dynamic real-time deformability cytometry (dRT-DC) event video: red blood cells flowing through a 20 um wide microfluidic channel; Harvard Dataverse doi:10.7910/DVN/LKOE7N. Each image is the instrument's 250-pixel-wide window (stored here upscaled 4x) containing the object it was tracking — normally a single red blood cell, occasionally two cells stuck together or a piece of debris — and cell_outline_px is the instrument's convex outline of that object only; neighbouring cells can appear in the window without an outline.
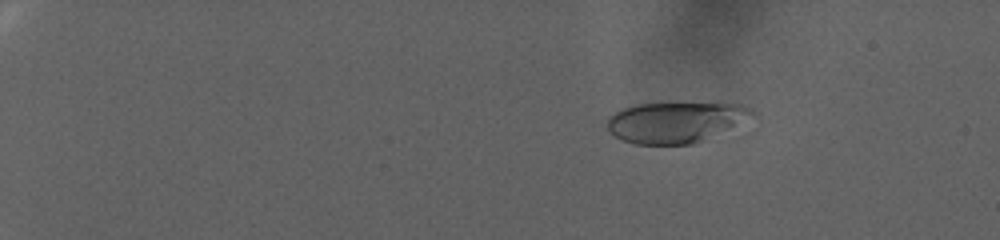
{"species": "human", "species_latin": "Homo sapiens", "temperature_condition": "warm", "stored_images_in_passage": 76, "camera_frame_rate_fps": 3000, "um_per_image_px": 0.085, "donor": {"sex": "female"}, "frame": {"image": 1, "passage_image": 1, "time_ms": 0.0, "image_size_px": [1000, 240], "cell_outline_px": [[756, 116], [744, 136], [736, 140], [692, 144], [636, 144], [624, 140], [608, 132], [608, 116], [624, 108], [636, 104], [720, 100], [724, 100], [740, 104], [752, 108], [756, 112]], "centroid_in_image_um": [57.96, 10.41], "position_along_channel_um": 27.0, "area_um2": 39.25}}
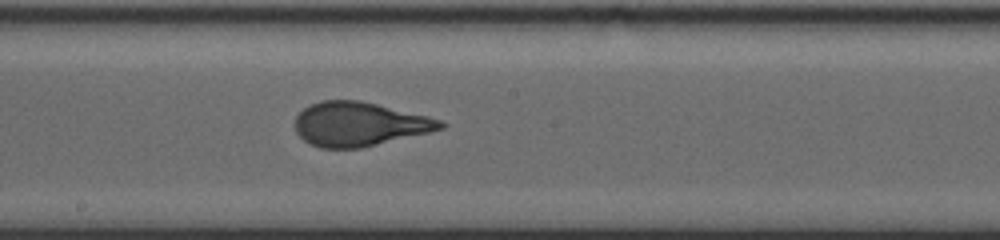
{"frame": {"image": 2, "passage_image": 42, "time_ms": 13.667, "image_size_px": [1000, 240], "cell_outline_px": [[448, 124], [444, 128], [428, 132], [360, 148], [320, 148], [308, 144], [296, 132], [296, 116], [308, 104], [320, 100], [360, 100], [428, 116], [440, 120]], "centroid_in_image_um": [30.51, 10.54], "position_along_channel_um": 217.7, "area_um2": 37.22}}
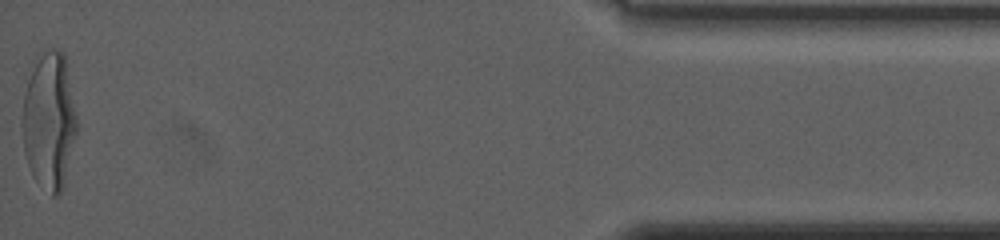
{"frame": {"image": 3, "passage_image": 76, "time_ms": 25.0, "image_size_px": [1000, 240], "cell_outline_px": [[76, 136], [64, 184], [60, 192], [56, 196], [52, 196], [32, 176], [24, 152], [20, 124], [20, 120], [24, 92], [36, 56], [52, 48], [64, 52], [76, 116]], "centroid_in_image_um": [4.14, 10.27], "position_along_channel_um": 431.1, "area_um2": 43.81}, "authors_computed_cell_mechanics": {"area_um2": 37.0787, "velocity_mm_per_s": 2.4528, "shape_relaxation_time_tau1_ms": 8.834, "shape_relaxation_time_tau2_ms": null, "deformation_change_tau1": 0.2883, "deformation_change_tau2": null}}